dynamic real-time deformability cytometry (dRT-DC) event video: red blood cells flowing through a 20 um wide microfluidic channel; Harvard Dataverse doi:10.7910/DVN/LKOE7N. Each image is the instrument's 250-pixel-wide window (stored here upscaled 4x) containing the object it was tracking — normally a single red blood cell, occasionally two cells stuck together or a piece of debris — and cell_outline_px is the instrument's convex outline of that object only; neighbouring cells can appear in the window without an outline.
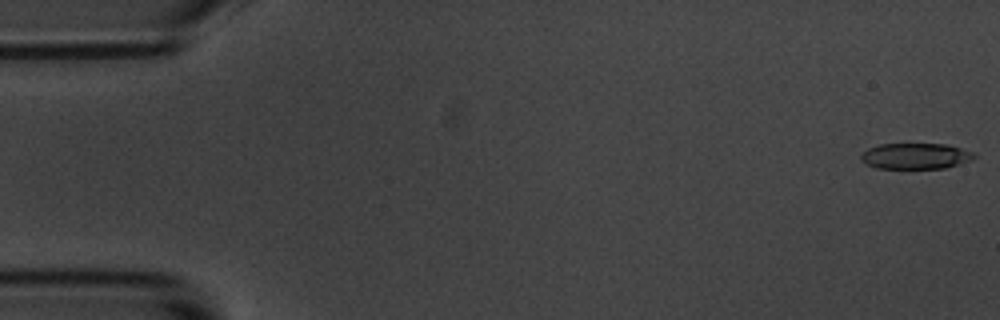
{"species": "common noctule bat (a hibernating species)", "species_latin": "Nyctalus noctula", "temperature_condition": "room temperature", "stored_images_in_passage": 11, "camera_frame_rate_fps": 3000, "um_per_image_px": 0.085, "animal": {"sex": "male", "body_mass_g": 20.1, "forearm_length_mm": 53.5}, "frame": {"image": 1, "passage_image": 1, "time_ms": 0.0, "image_size_px": [1000, 320], "cell_outline_px": [[976, 156], [972, 160], [960, 164], [944, 168], [876, 168], [860, 160], [860, 152], [868, 148], [880, 144], [948, 144], [976, 152]], "centroid_in_image_um": [77.84, 13.26], "position_along_channel_um": 7.2, "area_um2": 17.28}}